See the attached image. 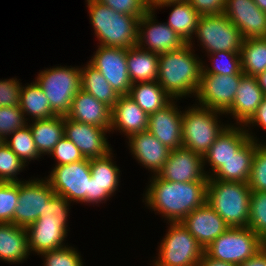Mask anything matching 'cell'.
<instances>
[{"mask_svg": "<svg viewBox=\"0 0 266 266\" xmlns=\"http://www.w3.org/2000/svg\"><path fill=\"white\" fill-rule=\"evenodd\" d=\"M265 97L257 77L244 75L238 85L232 106L224 114L233 115L239 126L243 124L245 126Z\"/></svg>", "mask_w": 266, "mask_h": 266, "instance_id": "cell-23", "label": "cell"}, {"mask_svg": "<svg viewBox=\"0 0 266 266\" xmlns=\"http://www.w3.org/2000/svg\"><path fill=\"white\" fill-rule=\"evenodd\" d=\"M111 155L110 152L104 157L90 159V171L91 177L113 196L118 190L120 170Z\"/></svg>", "mask_w": 266, "mask_h": 266, "instance_id": "cell-35", "label": "cell"}, {"mask_svg": "<svg viewBox=\"0 0 266 266\" xmlns=\"http://www.w3.org/2000/svg\"><path fill=\"white\" fill-rule=\"evenodd\" d=\"M32 132L35 146L42 154H49L61 138L64 137V116L55 115L48 119L34 120L27 124Z\"/></svg>", "mask_w": 266, "mask_h": 266, "instance_id": "cell-29", "label": "cell"}, {"mask_svg": "<svg viewBox=\"0 0 266 266\" xmlns=\"http://www.w3.org/2000/svg\"><path fill=\"white\" fill-rule=\"evenodd\" d=\"M192 47L191 41L177 50L159 54L157 82L174 100L189 94L196 96L199 89L202 62Z\"/></svg>", "mask_w": 266, "mask_h": 266, "instance_id": "cell-2", "label": "cell"}, {"mask_svg": "<svg viewBox=\"0 0 266 266\" xmlns=\"http://www.w3.org/2000/svg\"><path fill=\"white\" fill-rule=\"evenodd\" d=\"M107 132L110 130L64 116V136L74 143L86 159L104 157L112 151L105 137Z\"/></svg>", "mask_w": 266, "mask_h": 266, "instance_id": "cell-16", "label": "cell"}, {"mask_svg": "<svg viewBox=\"0 0 266 266\" xmlns=\"http://www.w3.org/2000/svg\"><path fill=\"white\" fill-rule=\"evenodd\" d=\"M221 111L192 106L182 113V147L204 156L216 138L228 126L220 125ZM219 122V123H218Z\"/></svg>", "mask_w": 266, "mask_h": 266, "instance_id": "cell-5", "label": "cell"}, {"mask_svg": "<svg viewBox=\"0 0 266 266\" xmlns=\"http://www.w3.org/2000/svg\"><path fill=\"white\" fill-rule=\"evenodd\" d=\"M25 166L26 164L5 143L0 146V182H21L16 175Z\"/></svg>", "mask_w": 266, "mask_h": 266, "instance_id": "cell-40", "label": "cell"}, {"mask_svg": "<svg viewBox=\"0 0 266 266\" xmlns=\"http://www.w3.org/2000/svg\"><path fill=\"white\" fill-rule=\"evenodd\" d=\"M86 1L101 46L123 49L137 46L139 17L116 12L97 0Z\"/></svg>", "mask_w": 266, "mask_h": 266, "instance_id": "cell-3", "label": "cell"}, {"mask_svg": "<svg viewBox=\"0 0 266 266\" xmlns=\"http://www.w3.org/2000/svg\"><path fill=\"white\" fill-rule=\"evenodd\" d=\"M198 266H237V265L213 259L212 257H209L205 252H203Z\"/></svg>", "mask_w": 266, "mask_h": 266, "instance_id": "cell-52", "label": "cell"}, {"mask_svg": "<svg viewBox=\"0 0 266 266\" xmlns=\"http://www.w3.org/2000/svg\"><path fill=\"white\" fill-rule=\"evenodd\" d=\"M12 137H7L4 143L24 162L28 163V160H35L40 158L35 142L33 140V135L31 129L28 125L25 127L14 131L10 134Z\"/></svg>", "mask_w": 266, "mask_h": 266, "instance_id": "cell-36", "label": "cell"}, {"mask_svg": "<svg viewBox=\"0 0 266 266\" xmlns=\"http://www.w3.org/2000/svg\"><path fill=\"white\" fill-rule=\"evenodd\" d=\"M244 75L257 77L266 71V37L244 39L240 50Z\"/></svg>", "mask_w": 266, "mask_h": 266, "instance_id": "cell-34", "label": "cell"}, {"mask_svg": "<svg viewBox=\"0 0 266 266\" xmlns=\"http://www.w3.org/2000/svg\"><path fill=\"white\" fill-rule=\"evenodd\" d=\"M251 189L248 183L208 180L207 203L229 227H247Z\"/></svg>", "mask_w": 266, "mask_h": 266, "instance_id": "cell-4", "label": "cell"}, {"mask_svg": "<svg viewBox=\"0 0 266 266\" xmlns=\"http://www.w3.org/2000/svg\"><path fill=\"white\" fill-rule=\"evenodd\" d=\"M248 186L251 191L266 192V143L260 142L256 148Z\"/></svg>", "mask_w": 266, "mask_h": 266, "instance_id": "cell-42", "label": "cell"}, {"mask_svg": "<svg viewBox=\"0 0 266 266\" xmlns=\"http://www.w3.org/2000/svg\"><path fill=\"white\" fill-rule=\"evenodd\" d=\"M89 63L106 78L116 94L128 95L132 82L127 69V49L98 45Z\"/></svg>", "mask_w": 266, "mask_h": 266, "instance_id": "cell-13", "label": "cell"}, {"mask_svg": "<svg viewBox=\"0 0 266 266\" xmlns=\"http://www.w3.org/2000/svg\"><path fill=\"white\" fill-rule=\"evenodd\" d=\"M69 201L63 196L54 195L46 204L43 214L36 221L43 222H61L67 226V217L69 209Z\"/></svg>", "mask_w": 266, "mask_h": 266, "instance_id": "cell-44", "label": "cell"}, {"mask_svg": "<svg viewBox=\"0 0 266 266\" xmlns=\"http://www.w3.org/2000/svg\"><path fill=\"white\" fill-rule=\"evenodd\" d=\"M204 168L203 156L180 147L170 150L167 161L157 175L171 182H208L209 173Z\"/></svg>", "mask_w": 266, "mask_h": 266, "instance_id": "cell-14", "label": "cell"}, {"mask_svg": "<svg viewBox=\"0 0 266 266\" xmlns=\"http://www.w3.org/2000/svg\"><path fill=\"white\" fill-rule=\"evenodd\" d=\"M111 195L92 177L89 180V200L87 203L98 204L101 201L105 202Z\"/></svg>", "mask_w": 266, "mask_h": 266, "instance_id": "cell-49", "label": "cell"}, {"mask_svg": "<svg viewBox=\"0 0 266 266\" xmlns=\"http://www.w3.org/2000/svg\"><path fill=\"white\" fill-rule=\"evenodd\" d=\"M154 266H198L204 249L182 222H170Z\"/></svg>", "mask_w": 266, "mask_h": 266, "instance_id": "cell-7", "label": "cell"}, {"mask_svg": "<svg viewBox=\"0 0 266 266\" xmlns=\"http://www.w3.org/2000/svg\"><path fill=\"white\" fill-rule=\"evenodd\" d=\"M66 116L77 122L111 129V108L81 89L74 96Z\"/></svg>", "mask_w": 266, "mask_h": 266, "instance_id": "cell-24", "label": "cell"}, {"mask_svg": "<svg viewBox=\"0 0 266 266\" xmlns=\"http://www.w3.org/2000/svg\"><path fill=\"white\" fill-rule=\"evenodd\" d=\"M36 81L49 100L52 111L66 116L74 96L81 89V70L79 67L56 66L41 71Z\"/></svg>", "mask_w": 266, "mask_h": 266, "instance_id": "cell-6", "label": "cell"}, {"mask_svg": "<svg viewBox=\"0 0 266 266\" xmlns=\"http://www.w3.org/2000/svg\"><path fill=\"white\" fill-rule=\"evenodd\" d=\"M247 227L259 236L266 231V192L251 191Z\"/></svg>", "mask_w": 266, "mask_h": 266, "instance_id": "cell-38", "label": "cell"}, {"mask_svg": "<svg viewBox=\"0 0 266 266\" xmlns=\"http://www.w3.org/2000/svg\"><path fill=\"white\" fill-rule=\"evenodd\" d=\"M56 193L48 180L33 179L19 182L18 204L14 211L13 224L26 228L33 224Z\"/></svg>", "mask_w": 266, "mask_h": 266, "instance_id": "cell-11", "label": "cell"}, {"mask_svg": "<svg viewBox=\"0 0 266 266\" xmlns=\"http://www.w3.org/2000/svg\"><path fill=\"white\" fill-rule=\"evenodd\" d=\"M200 16L223 14L226 0H188Z\"/></svg>", "mask_w": 266, "mask_h": 266, "instance_id": "cell-48", "label": "cell"}, {"mask_svg": "<svg viewBox=\"0 0 266 266\" xmlns=\"http://www.w3.org/2000/svg\"><path fill=\"white\" fill-rule=\"evenodd\" d=\"M30 255L26 229L13 223H0V260L20 263Z\"/></svg>", "mask_w": 266, "mask_h": 266, "instance_id": "cell-27", "label": "cell"}, {"mask_svg": "<svg viewBox=\"0 0 266 266\" xmlns=\"http://www.w3.org/2000/svg\"><path fill=\"white\" fill-rule=\"evenodd\" d=\"M248 129L240 125H228L210 146L208 152L203 156L204 165L206 162L212 167L208 174L211 177L229 158L239 151V149L251 138L255 139ZM206 161V162H205Z\"/></svg>", "mask_w": 266, "mask_h": 266, "instance_id": "cell-20", "label": "cell"}, {"mask_svg": "<svg viewBox=\"0 0 266 266\" xmlns=\"http://www.w3.org/2000/svg\"><path fill=\"white\" fill-rule=\"evenodd\" d=\"M153 175L143 200L169 223L181 222L207 202L208 182H171Z\"/></svg>", "mask_w": 266, "mask_h": 266, "instance_id": "cell-1", "label": "cell"}, {"mask_svg": "<svg viewBox=\"0 0 266 266\" xmlns=\"http://www.w3.org/2000/svg\"><path fill=\"white\" fill-rule=\"evenodd\" d=\"M29 252L37 255L45 251L55 250L66 245L63 244L67 236V227L61 222L35 221L26 228Z\"/></svg>", "mask_w": 266, "mask_h": 266, "instance_id": "cell-25", "label": "cell"}, {"mask_svg": "<svg viewBox=\"0 0 266 266\" xmlns=\"http://www.w3.org/2000/svg\"><path fill=\"white\" fill-rule=\"evenodd\" d=\"M249 124V125H248ZM252 125H259L263 129L266 130V97L263 99L261 104L258 106L256 113L252 116V118L245 124L246 127H250Z\"/></svg>", "mask_w": 266, "mask_h": 266, "instance_id": "cell-50", "label": "cell"}, {"mask_svg": "<svg viewBox=\"0 0 266 266\" xmlns=\"http://www.w3.org/2000/svg\"><path fill=\"white\" fill-rule=\"evenodd\" d=\"M128 95L148 115L163 108L172 100L157 81L134 83Z\"/></svg>", "mask_w": 266, "mask_h": 266, "instance_id": "cell-31", "label": "cell"}, {"mask_svg": "<svg viewBox=\"0 0 266 266\" xmlns=\"http://www.w3.org/2000/svg\"><path fill=\"white\" fill-rule=\"evenodd\" d=\"M261 250L260 236L248 227H229L204 252L213 259L241 264Z\"/></svg>", "mask_w": 266, "mask_h": 266, "instance_id": "cell-8", "label": "cell"}, {"mask_svg": "<svg viewBox=\"0 0 266 266\" xmlns=\"http://www.w3.org/2000/svg\"><path fill=\"white\" fill-rule=\"evenodd\" d=\"M181 222L203 249L229 228L207 202L190 212Z\"/></svg>", "mask_w": 266, "mask_h": 266, "instance_id": "cell-19", "label": "cell"}, {"mask_svg": "<svg viewBox=\"0 0 266 266\" xmlns=\"http://www.w3.org/2000/svg\"><path fill=\"white\" fill-rule=\"evenodd\" d=\"M56 195L67 201L84 202L89 200V180L91 179L90 159L55 166L48 178Z\"/></svg>", "mask_w": 266, "mask_h": 266, "instance_id": "cell-10", "label": "cell"}, {"mask_svg": "<svg viewBox=\"0 0 266 266\" xmlns=\"http://www.w3.org/2000/svg\"><path fill=\"white\" fill-rule=\"evenodd\" d=\"M150 10H155L157 7L170 3V2H179V1H187V0H147ZM156 7V8H155Z\"/></svg>", "mask_w": 266, "mask_h": 266, "instance_id": "cell-53", "label": "cell"}, {"mask_svg": "<svg viewBox=\"0 0 266 266\" xmlns=\"http://www.w3.org/2000/svg\"><path fill=\"white\" fill-rule=\"evenodd\" d=\"M4 139L0 136V146L4 143Z\"/></svg>", "mask_w": 266, "mask_h": 266, "instance_id": "cell-57", "label": "cell"}, {"mask_svg": "<svg viewBox=\"0 0 266 266\" xmlns=\"http://www.w3.org/2000/svg\"><path fill=\"white\" fill-rule=\"evenodd\" d=\"M128 139L129 149L138 163L158 174L167 161L170 149L147 130L131 135Z\"/></svg>", "mask_w": 266, "mask_h": 266, "instance_id": "cell-22", "label": "cell"}, {"mask_svg": "<svg viewBox=\"0 0 266 266\" xmlns=\"http://www.w3.org/2000/svg\"><path fill=\"white\" fill-rule=\"evenodd\" d=\"M172 99L166 106L151 113L147 131L170 150L182 147V111Z\"/></svg>", "mask_w": 266, "mask_h": 266, "instance_id": "cell-18", "label": "cell"}, {"mask_svg": "<svg viewBox=\"0 0 266 266\" xmlns=\"http://www.w3.org/2000/svg\"><path fill=\"white\" fill-rule=\"evenodd\" d=\"M159 54L138 46L127 49V69L132 84L157 81Z\"/></svg>", "mask_w": 266, "mask_h": 266, "instance_id": "cell-28", "label": "cell"}, {"mask_svg": "<svg viewBox=\"0 0 266 266\" xmlns=\"http://www.w3.org/2000/svg\"><path fill=\"white\" fill-rule=\"evenodd\" d=\"M237 266H266V252L259 250L251 258Z\"/></svg>", "mask_w": 266, "mask_h": 266, "instance_id": "cell-51", "label": "cell"}, {"mask_svg": "<svg viewBox=\"0 0 266 266\" xmlns=\"http://www.w3.org/2000/svg\"><path fill=\"white\" fill-rule=\"evenodd\" d=\"M49 155L57 160L55 166L79 162L85 157L74 143L65 136L59 140Z\"/></svg>", "mask_w": 266, "mask_h": 266, "instance_id": "cell-45", "label": "cell"}, {"mask_svg": "<svg viewBox=\"0 0 266 266\" xmlns=\"http://www.w3.org/2000/svg\"><path fill=\"white\" fill-rule=\"evenodd\" d=\"M19 105L0 107V136L5 140L14 131L25 127L28 122Z\"/></svg>", "mask_w": 266, "mask_h": 266, "instance_id": "cell-41", "label": "cell"}, {"mask_svg": "<svg viewBox=\"0 0 266 266\" xmlns=\"http://www.w3.org/2000/svg\"><path fill=\"white\" fill-rule=\"evenodd\" d=\"M149 115L129 95L118 96L111 108V129L120 130L126 138L147 130Z\"/></svg>", "mask_w": 266, "mask_h": 266, "instance_id": "cell-21", "label": "cell"}, {"mask_svg": "<svg viewBox=\"0 0 266 266\" xmlns=\"http://www.w3.org/2000/svg\"><path fill=\"white\" fill-rule=\"evenodd\" d=\"M195 35L208 54L240 52L244 40L238 27L224 14L200 16Z\"/></svg>", "mask_w": 266, "mask_h": 266, "instance_id": "cell-9", "label": "cell"}, {"mask_svg": "<svg viewBox=\"0 0 266 266\" xmlns=\"http://www.w3.org/2000/svg\"><path fill=\"white\" fill-rule=\"evenodd\" d=\"M21 87L16 78L0 80V107L19 105Z\"/></svg>", "mask_w": 266, "mask_h": 266, "instance_id": "cell-47", "label": "cell"}, {"mask_svg": "<svg viewBox=\"0 0 266 266\" xmlns=\"http://www.w3.org/2000/svg\"><path fill=\"white\" fill-rule=\"evenodd\" d=\"M81 70V90L112 108L118 99L106 78L89 62Z\"/></svg>", "mask_w": 266, "mask_h": 266, "instance_id": "cell-33", "label": "cell"}, {"mask_svg": "<svg viewBox=\"0 0 266 266\" xmlns=\"http://www.w3.org/2000/svg\"><path fill=\"white\" fill-rule=\"evenodd\" d=\"M165 6L174 7L171 10L169 20L166 24L170 26L185 43L191 42L200 17L198 12L192 7L188 0L166 3L159 6L158 9Z\"/></svg>", "mask_w": 266, "mask_h": 266, "instance_id": "cell-30", "label": "cell"}, {"mask_svg": "<svg viewBox=\"0 0 266 266\" xmlns=\"http://www.w3.org/2000/svg\"><path fill=\"white\" fill-rule=\"evenodd\" d=\"M257 142V138H250L208 180L248 183L256 148L259 146Z\"/></svg>", "mask_w": 266, "mask_h": 266, "instance_id": "cell-26", "label": "cell"}, {"mask_svg": "<svg viewBox=\"0 0 266 266\" xmlns=\"http://www.w3.org/2000/svg\"><path fill=\"white\" fill-rule=\"evenodd\" d=\"M18 196L19 182H0V223H13Z\"/></svg>", "mask_w": 266, "mask_h": 266, "instance_id": "cell-39", "label": "cell"}, {"mask_svg": "<svg viewBox=\"0 0 266 266\" xmlns=\"http://www.w3.org/2000/svg\"><path fill=\"white\" fill-rule=\"evenodd\" d=\"M255 4L266 13V0H253Z\"/></svg>", "mask_w": 266, "mask_h": 266, "instance_id": "cell-55", "label": "cell"}, {"mask_svg": "<svg viewBox=\"0 0 266 266\" xmlns=\"http://www.w3.org/2000/svg\"><path fill=\"white\" fill-rule=\"evenodd\" d=\"M208 56L212 58L213 66L208 67L202 63L201 74L235 75L243 73L240 52L220 51L208 54ZM225 59L226 61H224Z\"/></svg>", "mask_w": 266, "mask_h": 266, "instance_id": "cell-37", "label": "cell"}, {"mask_svg": "<svg viewBox=\"0 0 266 266\" xmlns=\"http://www.w3.org/2000/svg\"><path fill=\"white\" fill-rule=\"evenodd\" d=\"M261 250L266 252V231L260 236Z\"/></svg>", "mask_w": 266, "mask_h": 266, "instance_id": "cell-56", "label": "cell"}, {"mask_svg": "<svg viewBox=\"0 0 266 266\" xmlns=\"http://www.w3.org/2000/svg\"><path fill=\"white\" fill-rule=\"evenodd\" d=\"M40 255L44 256V266H83L79 252L72 247H62L55 250L45 251Z\"/></svg>", "mask_w": 266, "mask_h": 266, "instance_id": "cell-43", "label": "cell"}, {"mask_svg": "<svg viewBox=\"0 0 266 266\" xmlns=\"http://www.w3.org/2000/svg\"><path fill=\"white\" fill-rule=\"evenodd\" d=\"M244 74H201L196 93L198 105L225 113L233 104L235 94Z\"/></svg>", "mask_w": 266, "mask_h": 266, "instance_id": "cell-12", "label": "cell"}, {"mask_svg": "<svg viewBox=\"0 0 266 266\" xmlns=\"http://www.w3.org/2000/svg\"><path fill=\"white\" fill-rule=\"evenodd\" d=\"M24 116L31 115V119L40 120L54 117L49 100L43 92L41 86L35 82L21 87L20 104ZM26 114V115H25Z\"/></svg>", "mask_w": 266, "mask_h": 266, "instance_id": "cell-32", "label": "cell"}, {"mask_svg": "<svg viewBox=\"0 0 266 266\" xmlns=\"http://www.w3.org/2000/svg\"><path fill=\"white\" fill-rule=\"evenodd\" d=\"M154 13V10L149 9L140 17L137 46L141 49L160 54L177 50L185 45L186 43L183 39L170 26L166 23L155 22L156 17H154Z\"/></svg>", "mask_w": 266, "mask_h": 266, "instance_id": "cell-15", "label": "cell"}, {"mask_svg": "<svg viewBox=\"0 0 266 266\" xmlns=\"http://www.w3.org/2000/svg\"><path fill=\"white\" fill-rule=\"evenodd\" d=\"M101 4L112 8L116 12L133 15L137 17L143 16L150 8L147 0H97Z\"/></svg>", "mask_w": 266, "mask_h": 266, "instance_id": "cell-46", "label": "cell"}, {"mask_svg": "<svg viewBox=\"0 0 266 266\" xmlns=\"http://www.w3.org/2000/svg\"><path fill=\"white\" fill-rule=\"evenodd\" d=\"M223 14L244 39L266 37V13L253 0H226Z\"/></svg>", "mask_w": 266, "mask_h": 266, "instance_id": "cell-17", "label": "cell"}, {"mask_svg": "<svg viewBox=\"0 0 266 266\" xmlns=\"http://www.w3.org/2000/svg\"><path fill=\"white\" fill-rule=\"evenodd\" d=\"M257 80H258L260 88L263 90L264 94L266 95V71L263 73H260L257 76Z\"/></svg>", "mask_w": 266, "mask_h": 266, "instance_id": "cell-54", "label": "cell"}]
</instances>
